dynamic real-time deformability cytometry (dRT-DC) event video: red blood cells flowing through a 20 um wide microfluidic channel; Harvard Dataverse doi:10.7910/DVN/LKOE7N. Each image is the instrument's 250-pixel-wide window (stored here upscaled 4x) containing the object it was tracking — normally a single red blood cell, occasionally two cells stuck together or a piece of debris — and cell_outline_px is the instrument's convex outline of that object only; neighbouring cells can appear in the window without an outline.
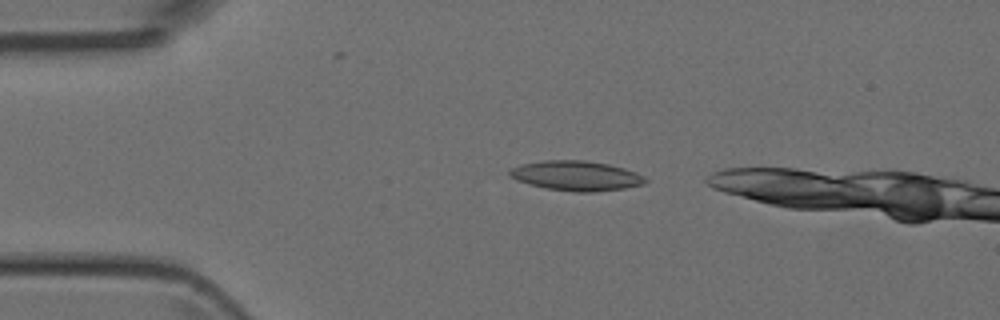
{"species": "Egyptian fruit bat (a non-hibernating species)", "species_latin": "Rousettus aegyptiacus", "temperature_condition": "room temperature", "stored_images_in_passage": 8, "camera_frame_rate_fps": 3000, "um_per_image_px": 0.085, "animal": {"sex": "female"}, "frame": {"image": 1, "passage_image": 4, "time_ms": 1.0, "image_size_px": [1000, 320], "cell_outline_px": [[648, 180], [644, 184], [624, 188], [592, 192], [576, 192], [544, 188], [528, 184], [516, 180], [508, 176], [508, 172], [512, 168], [520, 164], [544, 160], [584, 160], [608, 164], [624, 168], [636, 172], [644, 176]], "centroid_in_image_um": [48.95, 14.94], "position_along_channel_um": 36.0, "area_um2": 23.7}}